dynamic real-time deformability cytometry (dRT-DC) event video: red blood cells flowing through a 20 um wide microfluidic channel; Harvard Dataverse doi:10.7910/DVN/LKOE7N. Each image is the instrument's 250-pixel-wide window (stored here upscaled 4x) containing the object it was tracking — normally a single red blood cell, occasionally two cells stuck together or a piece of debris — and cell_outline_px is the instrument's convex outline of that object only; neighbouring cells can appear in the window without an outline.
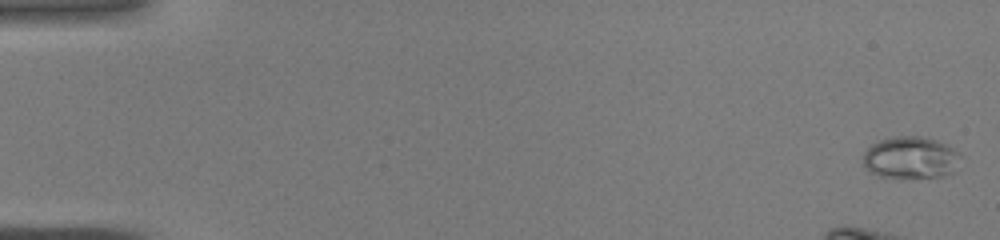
{"species": "common noctule bat (a hibernating species)", "species_latin": "Nyctalus noctula", "temperature_condition": "warm", "stored_images_in_passage": 43, "camera_frame_rate_fps": 3000, "um_per_image_px": 0.085, "animal": {"sex": "male", "body_mass_g": 19.0, "forearm_length_mm": 50.8}, "frame": {"image": 1, "passage_image": 1, "time_ms": 0.0, "image_size_px": [1000, 240], "cell_outline_px": [[960, 156], [952, 172], [944, 176], [880, 176], [868, 172], [864, 168], [864, 152], [872, 144], [880, 140], [896, 136], [920, 136], [936, 140], [960, 152]], "centroid_in_image_um": [77.37, 13.38], "position_along_channel_um": 7.6, "area_um2": 23.35}}